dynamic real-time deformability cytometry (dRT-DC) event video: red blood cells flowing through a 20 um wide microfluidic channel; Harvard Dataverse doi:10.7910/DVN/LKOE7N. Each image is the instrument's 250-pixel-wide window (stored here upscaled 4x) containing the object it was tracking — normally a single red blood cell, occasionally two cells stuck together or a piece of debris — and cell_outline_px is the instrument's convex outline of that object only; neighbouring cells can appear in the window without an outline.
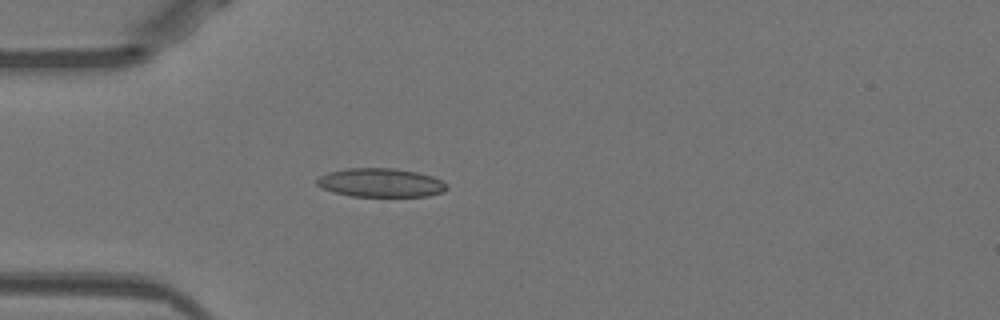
{"species": "Egyptian fruit bat (a non-hibernating species)", "species_latin": "Rousettus aegyptiacus", "temperature_condition": "warm", "stored_images_in_passage": 37, "camera_frame_rate_fps": 3000, "um_per_image_px": 0.085, "animal": {"sex": "female"}, "frame": {"image": 1, "passage_image": 1, "time_ms": 0.0, "image_size_px": [1000, 320], "cell_outline_px": [[448, 188], [444, 192], [428, 196], [352, 196], [332, 192], [316, 184], [316, 180], [320, 176], [328, 172], [348, 168], [396, 168], [416, 172], [432, 176], [440, 180]], "centroid_in_image_um": [32.35, 15.53], "position_along_channel_um": 52.7, "area_um2": 21.68}}
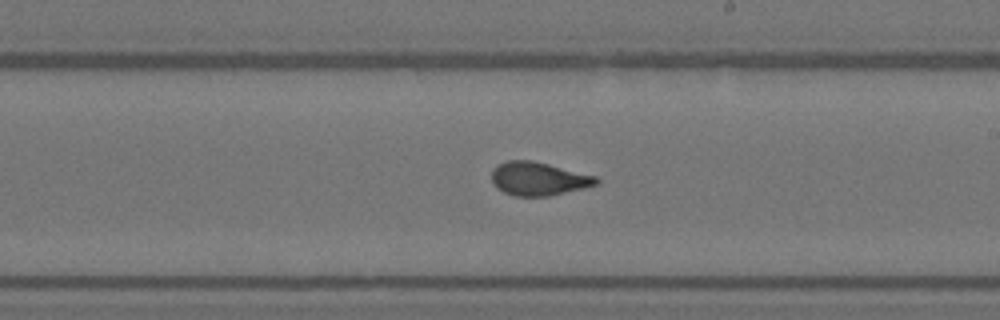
{"frame": {"image": 2, "passage_image": 16, "time_ms": 5.0, "image_size_px": [1000, 320], "cell_outline_px": [[600, 184], [584, 188], [548, 196], [516, 196], [504, 192], [496, 188], [492, 184], [492, 168], [496, 164], [508, 160], [532, 160], [596, 176], [600, 180]], "centroid_in_image_um": [45.75, 15.19], "position_along_channel_um": 243.2, "area_um2": 20.52}}
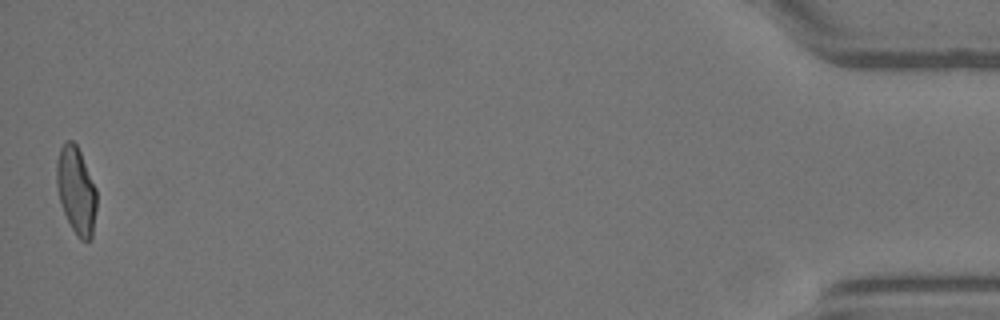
{"frame": {"image": 3, "passage_image": 37, "time_ms": 12.0, "image_size_px": [1000, 320], "cell_outline_px": [[96, 208], [92, 240], [80, 240], [72, 228], [64, 212], [60, 200], [56, 184], [56, 160], [60, 148], [68, 140], [72, 140], [76, 144], [80, 152], [96, 188]], "centroid_in_image_um": [6.47, 16.19], "position_along_channel_um": 428.7, "area_um2": 20.17}, "authors_computed_cell_mechanics": {"area_um2": 20.519, "velocity_mm_per_s": 3.9717, "shape_relaxation_time_tau1_ms": 5.9388, "shape_relaxation_time_tau2_ms": 0.8833, "deformation_change_tau1": 0.1811, "deformation_change_tau2": 0.065}}